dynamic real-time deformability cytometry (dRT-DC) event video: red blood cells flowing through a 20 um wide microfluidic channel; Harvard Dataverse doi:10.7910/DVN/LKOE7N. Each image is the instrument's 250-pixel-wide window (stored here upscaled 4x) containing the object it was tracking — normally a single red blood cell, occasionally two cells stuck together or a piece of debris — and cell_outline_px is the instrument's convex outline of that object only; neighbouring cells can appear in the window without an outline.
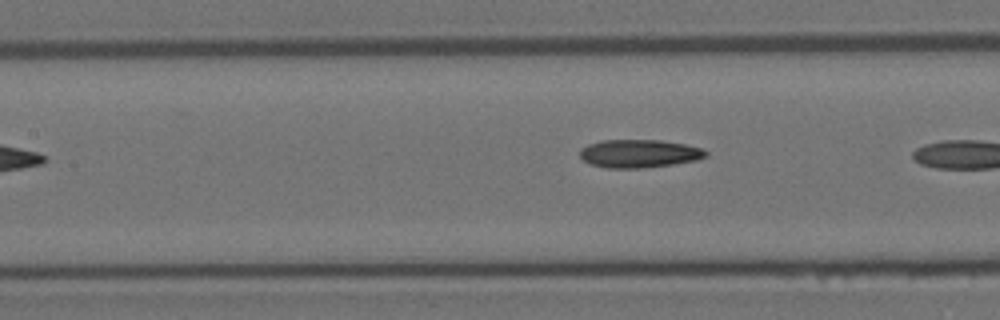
{"species": "Egyptian fruit bat (a non-hibernating species)", "species_latin": "Rousettus aegyptiacus", "temperature_condition": "room temperature", "stored_images_in_passage": 7, "camera_frame_rate_fps": 3000, "um_per_image_px": 0.085, "animal": {"sex": "female"}, "frame": {"image": 1, "passage_image": 7, "time_ms": 2.0, "image_size_px": [1000, 320], "cell_outline_px": [[708, 156], [696, 160], [672, 164], [644, 168], [608, 168], [588, 164], [580, 156], [580, 148], [588, 144], [604, 140], [660, 140], [684, 144], [704, 148], [708, 152]], "centroid_in_image_um": [54.33, 13.05], "position_along_channel_um": 153.1, "area_um2": 20.75}}